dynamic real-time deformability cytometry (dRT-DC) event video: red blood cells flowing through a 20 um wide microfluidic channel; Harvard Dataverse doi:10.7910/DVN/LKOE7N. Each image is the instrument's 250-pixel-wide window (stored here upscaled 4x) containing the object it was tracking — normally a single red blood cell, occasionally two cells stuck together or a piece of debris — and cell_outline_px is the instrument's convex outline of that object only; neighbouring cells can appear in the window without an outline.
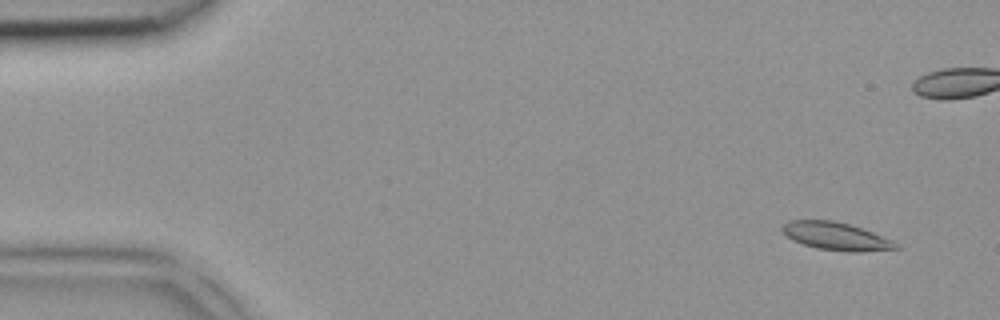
{"species": "common noctule bat (a hibernating species)", "species_latin": "Nyctalus noctula", "temperature_condition": "room temperature", "stored_images_in_passage": 7, "camera_frame_rate_fps": 3000, "um_per_image_px": 0.085, "animal": {"sex": "female", "body_mass_g": 18.4}, "frame": {"image": 1, "passage_image": 1, "time_ms": 0.0, "image_size_px": [1000, 320], "cell_outline_px": [[900, 248], [860, 252], [848, 252], [816, 248], [792, 240], [780, 228], [788, 220], [832, 220], [848, 224], [872, 232], [892, 240]], "centroid_in_image_um": [71.04, 20.08], "position_along_channel_um": 14.0, "area_um2": 18.21}}